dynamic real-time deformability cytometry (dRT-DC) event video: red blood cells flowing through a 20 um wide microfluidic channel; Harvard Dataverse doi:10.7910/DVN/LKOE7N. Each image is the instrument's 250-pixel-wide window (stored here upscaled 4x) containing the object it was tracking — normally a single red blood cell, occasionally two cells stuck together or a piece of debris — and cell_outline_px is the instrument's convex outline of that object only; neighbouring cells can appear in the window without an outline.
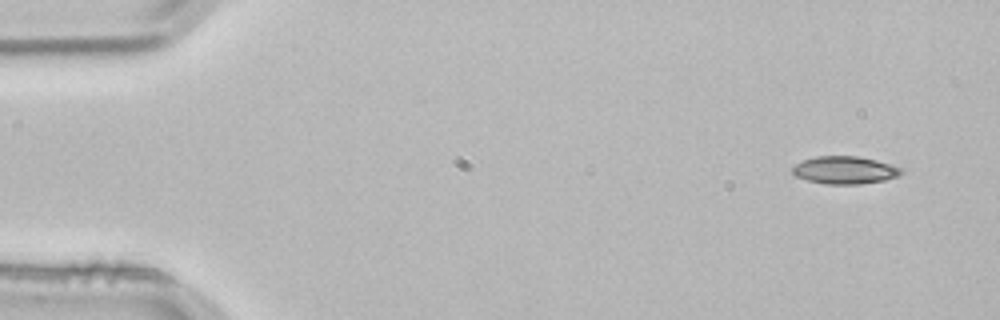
{"species": "common noctule bat (a hibernating species)", "species_latin": "Nyctalus noctula", "temperature_condition": "room temperature", "stored_images_in_passage": 3, "camera_frame_rate_fps": 3000, "um_per_image_px": 0.085, "animal": {"sex": "male", "body_mass_g": 21.5, "forearm_length_mm": 52.0}, "frame": {"image": 1, "passage_image": 1, "time_ms": 0.0, "image_size_px": [1000, 320], "cell_outline_px": [[904, 172], [896, 176], [884, 180], [860, 184], [824, 184], [808, 180], [796, 176], [792, 172], [792, 168], [796, 164], [804, 160], [816, 156], [860, 156], [876, 160], [900, 168]], "centroid_in_image_um": [71.78, 14.46], "position_along_channel_um": 13.2, "area_um2": 17.34}}
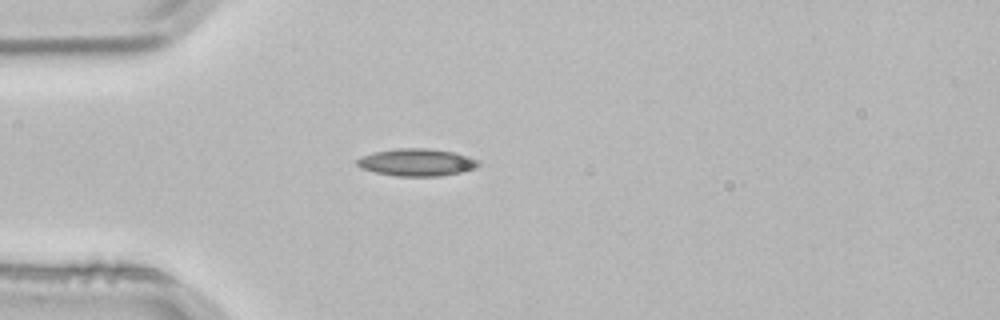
{"frame": {"image": 2, "passage_image": 3, "time_ms": 0.667, "image_size_px": [1000, 320], "cell_outline_px": [[480, 164], [476, 168], [460, 172], [440, 176], [396, 176], [376, 172], [360, 168], [356, 164], [356, 160], [360, 156], [376, 152], [396, 148], [428, 148], [456, 152], [468, 156], [476, 160]], "centroid_in_image_um": [35.41, 13.79], "position_along_channel_um": 49.6, "area_um2": 19.36}}